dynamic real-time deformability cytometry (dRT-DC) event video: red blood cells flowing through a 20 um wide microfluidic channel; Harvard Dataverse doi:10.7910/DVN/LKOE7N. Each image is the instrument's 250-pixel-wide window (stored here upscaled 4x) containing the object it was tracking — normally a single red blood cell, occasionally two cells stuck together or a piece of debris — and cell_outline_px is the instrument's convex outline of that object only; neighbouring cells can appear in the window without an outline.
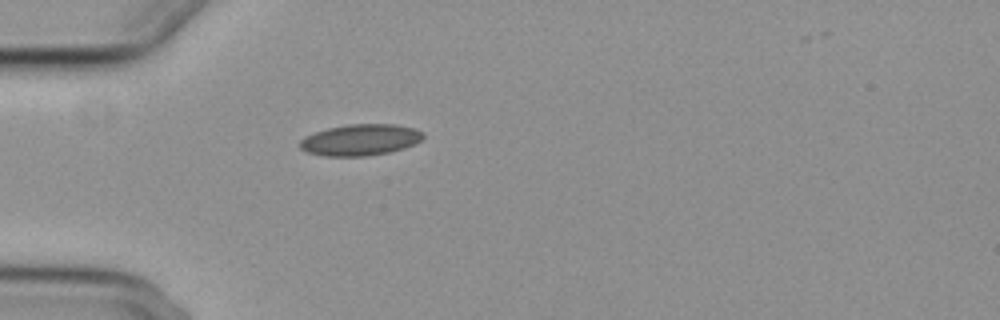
{"species": "common noctule bat (a hibernating species)", "species_latin": "Nyctalus noctula", "temperature_condition": "cold", "stored_images_in_passage": 41, "camera_frame_rate_fps": 3000, "um_per_image_px": 0.085, "animal": {"sex": "female", "body_mass_g": 29.2, "forearm_length_mm": 56.3}, "frame": {"image": 1, "passage_image": 1, "time_ms": 0.0, "image_size_px": [1000, 320], "cell_outline_px": [[424, 136], [420, 140], [404, 148], [388, 152], [368, 156], [324, 156], [308, 152], [300, 148], [300, 140], [304, 136], [328, 128], [348, 124], [396, 124], [416, 128], [424, 132]], "centroid_in_image_um": [30.64, 11.88], "position_along_channel_um": 54.4, "area_um2": 22.48}}
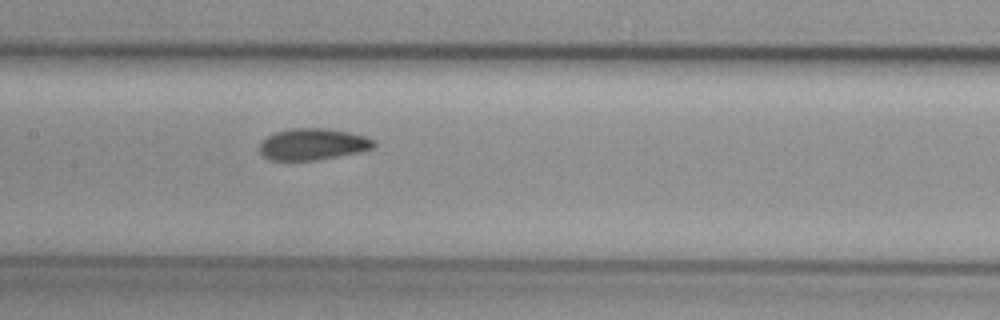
{"frame": {"image": 2, "passage_image": 12, "time_ms": 3.667, "image_size_px": [1000, 320], "cell_outline_px": [[376, 144], [372, 148], [360, 152], [316, 160], [272, 160], [264, 156], [260, 152], [260, 144], [268, 136], [276, 132], [288, 128], [324, 128], [348, 132], [364, 136], [376, 140]], "centroid_in_image_um": [26.61, 12.25], "position_along_channel_um": 180.8, "area_um2": 20.87}}
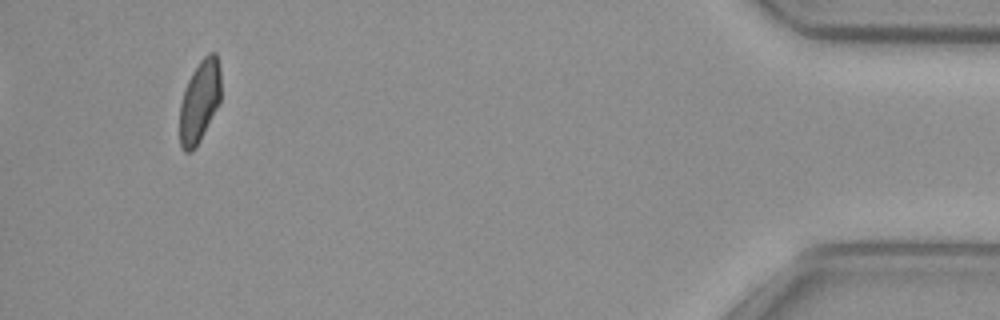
{"frame": {"image": 3, "passage_image": 37, "time_ms": 12.0, "image_size_px": [1000, 320], "cell_outline_px": [[220, 100], [196, 148], [192, 152], [184, 152], [180, 148], [180, 104], [184, 88], [192, 72], [200, 60], [208, 52], [216, 52], [220, 68]], "centroid_in_image_um": [16.95, 8.61], "position_along_channel_um": 418.3, "area_um2": 19.77}, "authors_computed_cell_mechanics": {"area_um2": 21.097, "velocity_mm_per_s": 3.7109, "shape_relaxation_time_tau1_ms": null, "shape_relaxation_time_tau2_ms": 2.0889, "deformation_change_tau1": null, "deformation_change_tau2": 0.0576}}